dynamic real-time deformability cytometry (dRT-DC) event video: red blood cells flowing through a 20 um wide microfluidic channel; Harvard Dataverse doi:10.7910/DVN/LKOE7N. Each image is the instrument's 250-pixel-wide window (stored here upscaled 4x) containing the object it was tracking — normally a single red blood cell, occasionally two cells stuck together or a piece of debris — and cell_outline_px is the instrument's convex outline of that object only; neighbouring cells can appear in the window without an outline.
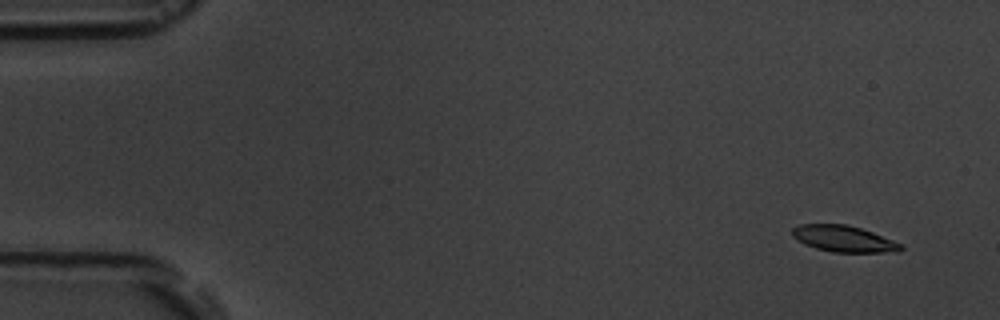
{"species": "common noctule bat (a hibernating species)", "species_latin": "Nyctalus noctula", "temperature_condition": "room temperature", "stored_images_in_passage": 10, "camera_frame_rate_fps": 3000, "um_per_image_px": 0.085, "animal": {"sex": "male", "body_mass_g": 19.5, "forearm_length_mm": 54.6}, "frame": {"image": 1, "passage_image": 1, "time_ms": 0.0, "image_size_px": [1000, 320], "cell_outline_px": [[904, 248], [900, 252], [832, 252], [816, 248], [804, 244], [796, 240], [792, 236], [792, 228], [800, 224], [848, 224], [872, 232], [904, 244]], "centroid_in_image_um": [71.73, 20.3], "position_along_channel_um": 13.3, "area_um2": 16.82}}
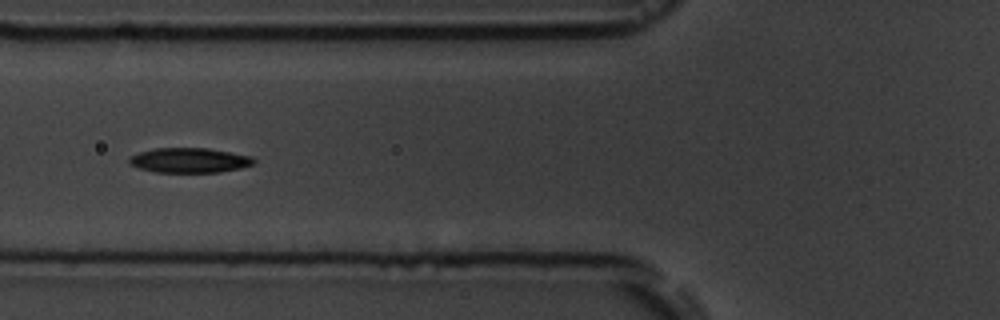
{"frame": {"image": 2, "passage_image": 6, "time_ms": 6.0, "image_size_px": [1000, 320], "cell_outline_px": [[256, 164], [240, 168], [220, 172], [156, 172], [140, 168], [128, 164], [128, 156], [152, 148], [208, 148], [252, 156], [256, 160]], "centroid_in_image_um": [16.1, 13.62], "position_along_channel_um": 109.7, "area_um2": 18.21}}
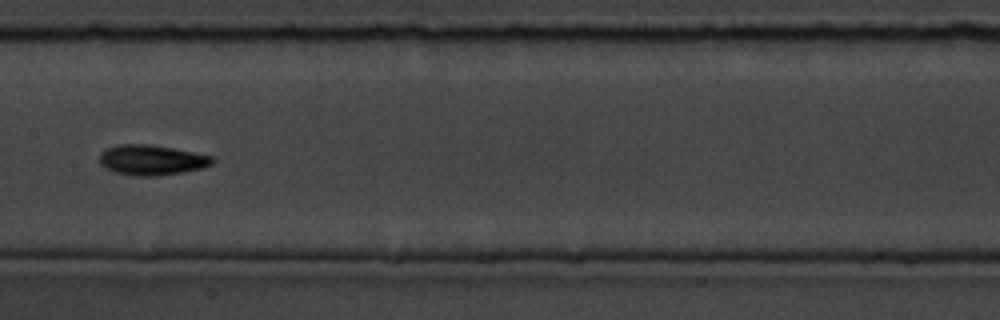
{"frame": {"image": 3, "passage_image": 8, "time_ms": 8.333, "image_size_px": [1000, 320], "cell_outline_px": [[216, 160], [212, 164], [204, 168], [184, 172], [160, 176], [140, 176], [112, 172], [104, 168], [100, 164], [100, 156], [108, 148], [120, 144], [148, 144], [172, 148], [212, 156]], "centroid_in_image_um": [12.92, 13.62], "position_along_channel_um": 194.5, "area_um2": 19.88}}